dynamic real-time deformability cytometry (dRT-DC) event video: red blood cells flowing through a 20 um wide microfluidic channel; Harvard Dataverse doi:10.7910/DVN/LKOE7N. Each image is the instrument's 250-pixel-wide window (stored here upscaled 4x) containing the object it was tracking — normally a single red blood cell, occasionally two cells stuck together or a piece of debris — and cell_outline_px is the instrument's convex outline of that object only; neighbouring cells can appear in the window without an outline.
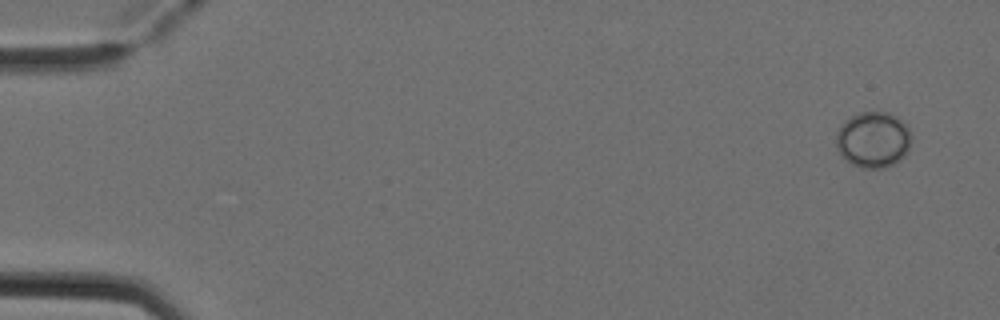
{"species": "Egyptian fruit bat (a non-hibernating species)", "species_latin": "Rousettus aegyptiacus", "temperature_condition": "cold", "stored_images_in_passage": 5, "camera_frame_rate_fps": 3000, "um_per_image_px": 0.085, "animal": {"sex": "female"}, "frame": {"image": 1, "passage_image": 1, "time_ms": 0.0, "image_size_px": [1000, 320], "cell_outline_px": [[912, 140], [908, 152], [900, 160], [884, 168], [860, 168], [844, 160], [836, 148], [836, 132], [840, 124], [844, 120], [860, 112], [888, 112], [896, 116], [908, 128], [912, 136]], "centroid_in_image_um": [74.2, 11.88], "position_along_channel_um": 10.8, "area_um2": 24.91}}
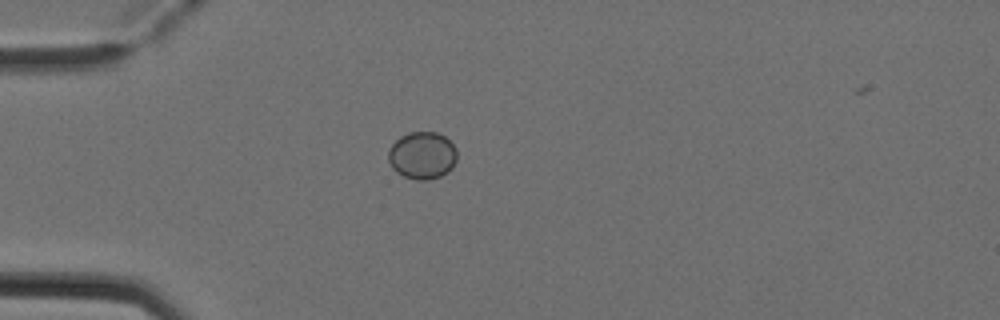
{"frame": {"image": 2, "passage_image": 4, "time_ms": 1.0, "image_size_px": [1000, 320], "cell_outline_px": [[456, 160], [452, 168], [448, 172], [440, 176], [428, 180], [416, 180], [404, 176], [396, 172], [392, 168], [388, 160], [388, 148], [400, 136], [408, 132], [436, 132], [444, 136], [456, 148]], "centroid_in_image_um": [35.87, 13.21], "position_along_channel_um": 49.1, "area_um2": 19.07}}